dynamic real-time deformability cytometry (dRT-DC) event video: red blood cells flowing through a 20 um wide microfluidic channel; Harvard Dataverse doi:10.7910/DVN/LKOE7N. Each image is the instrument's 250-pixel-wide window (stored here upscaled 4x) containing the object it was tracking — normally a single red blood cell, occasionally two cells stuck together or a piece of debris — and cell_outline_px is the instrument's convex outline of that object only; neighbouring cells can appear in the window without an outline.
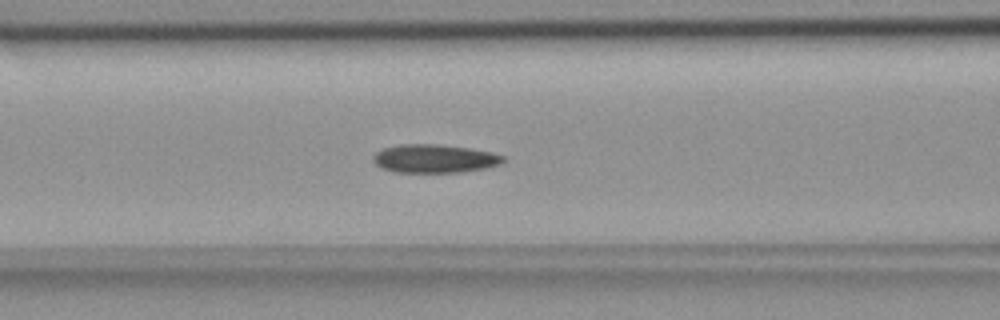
{"species": "common noctule bat (a hibernating species)", "species_latin": "Nyctalus noctula", "temperature_condition": "room temperature", "stored_images_in_passage": 50, "camera_frame_rate_fps": 3000, "um_per_image_px": 0.085, "animal": {"sex": "female", "body_mass_g": 18.4}, "frame": {"image": 1, "passage_image": 22, "time_ms": 7.0, "image_size_px": [1000, 320], "cell_outline_px": [[504, 160], [500, 164], [484, 168], [464, 172], [396, 172], [380, 168], [372, 160], [372, 156], [376, 152], [384, 148], [400, 144], [436, 144], [468, 148], [492, 152], [504, 156]], "centroid_in_image_um": [36.9, 13.48], "position_along_channel_um": 129.7, "area_um2": 21.5}}
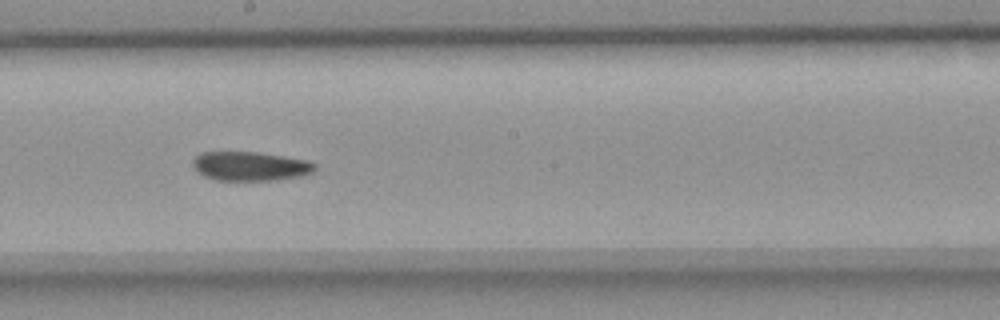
{"frame": {"image": 2, "passage_image": 30, "time_ms": 9.667, "image_size_px": [1000, 320], "cell_outline_px": [[316, 168], [312, 172], [300, 176], [280, 180], [216, 180], [204, 176], [196, 172], [192, 168], [192, 160], [200, 152], [256, 152], [308, 160], [316, 164]], "centroid_in_image_um": [21.24, 14.13], "position_along_channel_um": 227.0, "area_um2": 20.87}}
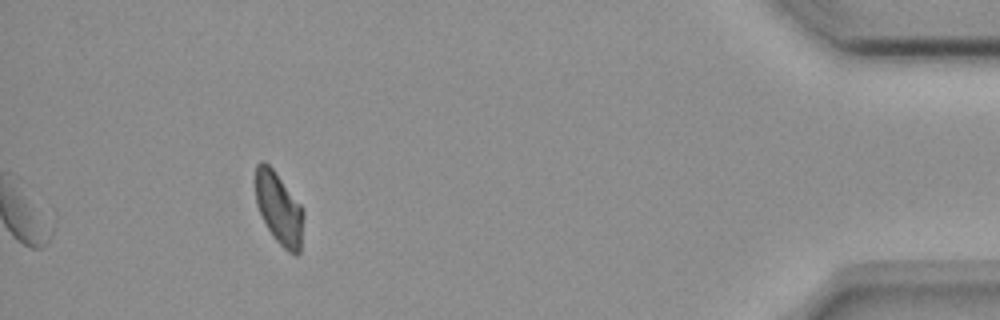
{"frame": {"image": 3, "passage_image": 50, "time_ms": 16.333, "image_size_px": [1000, 320], "cell_outline_px": [[304, 212], [300, 252], [296, 256], [288, 252], [276, 240], [268, 228], [256, 204], [256, 164], [264, 160], [276, 172], [300, 204]], "centroid_in_image_um": [23.73, 17.72], "position_along_channel_um": 411.5, "area_um2": 19.94}, "authors_computed_cell_mechanics": {"area_um2": 21.097, "velocity_mm_per_s": 3.6643, "shape_relaxation_time_tau1_ms": 5.4784, "shape_relaxation_time_tau2_ms": 5.7708, "deformation_change_tau1": 0.1392, "deformation_change_tau2": 0.1186}}